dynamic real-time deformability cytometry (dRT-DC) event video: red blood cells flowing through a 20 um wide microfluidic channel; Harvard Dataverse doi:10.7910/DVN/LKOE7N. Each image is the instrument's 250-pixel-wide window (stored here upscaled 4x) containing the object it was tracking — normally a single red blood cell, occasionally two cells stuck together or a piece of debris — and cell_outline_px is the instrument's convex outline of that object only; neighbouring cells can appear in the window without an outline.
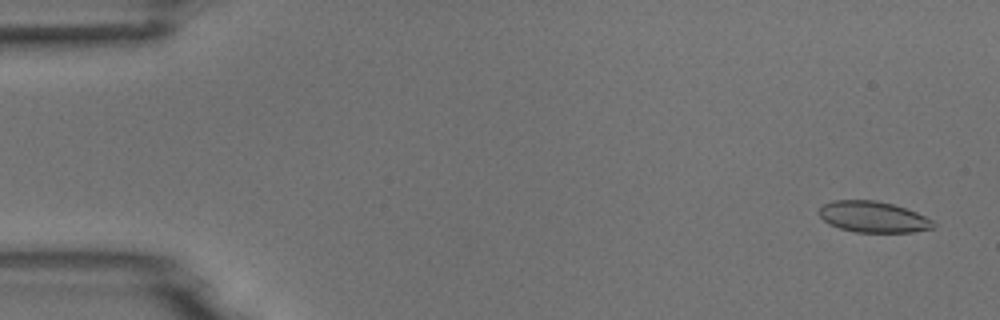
{"species": "common noctule bat (a hibernating species)", "species_latin": "Nyctalus noctula", "temperature_condition": "room temperature", "stored_images_in_passage": 5, "camera_frame_rate_fps": 3000, "um_per_image_px": 0.085, "animal": {"sex": "male", "body_mass_g": 18.8}, "frame": {"image": 1, "passage_image": 1, "time_ms": 0.0, "image_size_px": [1000, 320], "cell_outline_px": [[936, 224], [932, 228], [912, 232], [856, 232], [840, 228], [828, 224], [820, 216], [820, 208], [824, 204], [832, 200], [876, 200], [892, 204], [916, 212], [932, 220]], "centroid_in_image_um": [74.21, 18.43], "position_along_channel_um": 10.8, "area_um2": 20.52}}
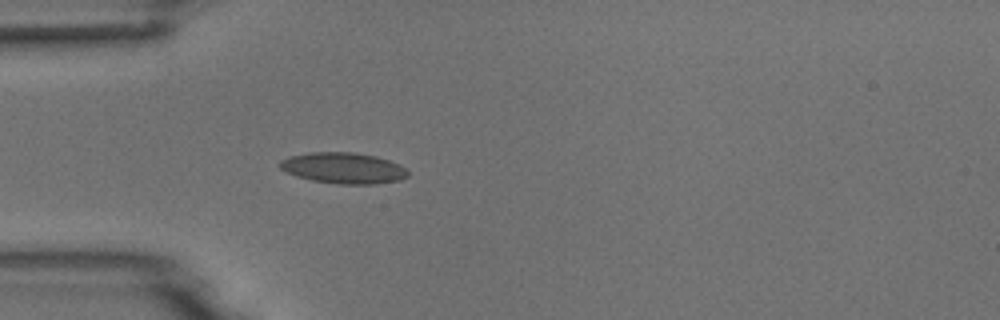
{"frame": {"image": 2, "passage_image": 5, "time_ms": 4.333, "image_size_px": [1000, 320], "cell_outline_px": [[408, 176], [400, 180], [376, 184], [336, 184], [312, 180], [296, 176], [280, 168], [280, 160], [288, 156], [312, 152], [356, 152], [376, 156], [400, 164], [408, 168]], "centroid_in_image_um": [29.22, 14.28], "position_along_channel_um": 55.8, "area_um2": 23.29}}